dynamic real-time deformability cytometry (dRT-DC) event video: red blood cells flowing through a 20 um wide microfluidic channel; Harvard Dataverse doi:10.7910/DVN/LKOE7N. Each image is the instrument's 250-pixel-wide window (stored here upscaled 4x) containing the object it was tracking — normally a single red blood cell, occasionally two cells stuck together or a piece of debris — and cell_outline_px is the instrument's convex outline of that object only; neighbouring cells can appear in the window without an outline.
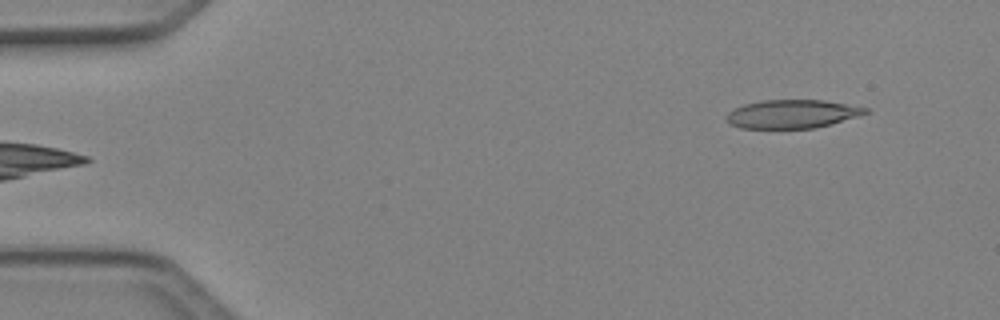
{"species": "Egyptian fruit bat (a non-hibernating species)", "species_latin": "Rousettus aegyptiacus", "temperature_condition": "cold", "stored_images_in_passage": 5, "camera_frame_rate_fps": 3000, "um_per_image_px": 0.085, "animal": {"sex": "female"}, "frame": {"image": 1, "passage_image": 5, "time_ms": 1.333, "image_size_px": [1000, 320], "cell_outline_px": [[868, 112], [860, 116], [832, 124], [816, 128], [740, 128], [728, 124], [724, 120], [724, 116], [728, 112], [744, 104], [760, 100], [824, 100], [868, 108]], "centroid_in_image_um": [67.29, 9.69], "position_along_channel_um": 17.7, "area_um2": 23.29}}